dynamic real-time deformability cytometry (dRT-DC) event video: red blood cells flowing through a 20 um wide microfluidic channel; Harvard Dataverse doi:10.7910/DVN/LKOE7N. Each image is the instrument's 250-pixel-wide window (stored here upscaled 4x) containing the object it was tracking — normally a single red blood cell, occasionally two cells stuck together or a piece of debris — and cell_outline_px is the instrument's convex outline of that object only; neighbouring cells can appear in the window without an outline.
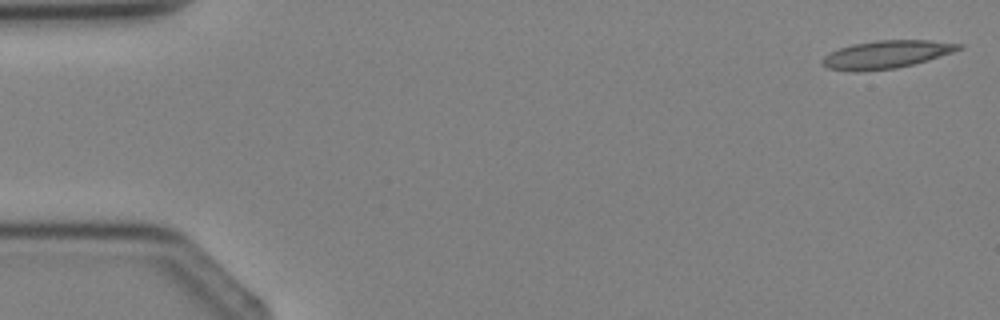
{"species": "Egyptian fruit bat (a non-hibernating species)", "species_latin": "Rousettus aegyptiacus", "temperature_condition": "cold", "stored_images_in_passage": 4, "camera_frame_rate_fps": 3000, "um_per_image_px": 0.085, "animal": {"sex": "female"}, "frame": {"image": 1, "passage_image": 1, "time_ms": 0.0, "image_size_px": [1000, 320], "cell_outline_px": [[964, 48], [928, 60], [896, 68], [856, 72], [828, 68], [820, 60], [824, 56], [840, 48], [852, 44], [876, 40], [928, 40], [964, 44]], "centroid_in_image_um": [75.36, 4.62], "position_along_channel_um": 9.6, "area_um2": 22.02}}